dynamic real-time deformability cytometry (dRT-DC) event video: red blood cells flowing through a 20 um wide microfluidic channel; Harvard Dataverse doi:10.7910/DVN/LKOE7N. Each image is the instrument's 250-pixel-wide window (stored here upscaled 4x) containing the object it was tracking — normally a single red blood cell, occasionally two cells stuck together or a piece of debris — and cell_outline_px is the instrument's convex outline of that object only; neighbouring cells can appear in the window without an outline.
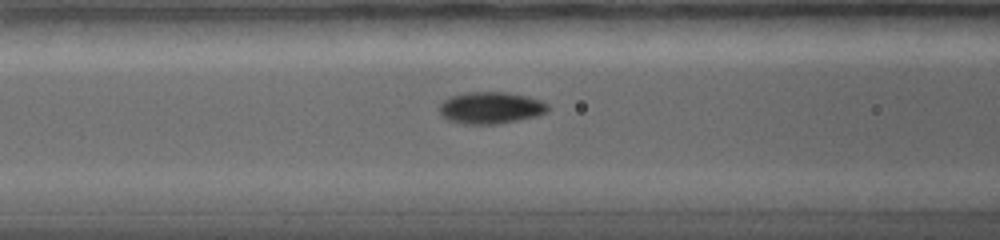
{"species": "common noctule bat (a hibernating species)", "species_latin": "Nyctalus noctula", "temperature_condition": "warm", "stored_images_in_passage": 23, "camera_frame_rate_fps": 5000, "um_per_image_px": 0.085, "animal": {"sex": "female", "body_mass_g": 19.0, "forearm_length_mm": 56.7}, "frame": {"image": 1, "passage_image": 7, "time_ms": 4.8, "image_size_px": [1000, 240], "cell_outline_px": [[548, 112], [536, 116], [500, 124], [464, 124], [448, 120], [440, 112], [440, 104], [444, 100], [452, 96], [464, 92], [504, 92], [524, 96], [540, 100], [548, 104]], "centroid_in_image_um": [41.71, 9.17], "position_along_channel_um": 124.9, "area_um2": 20.0}}
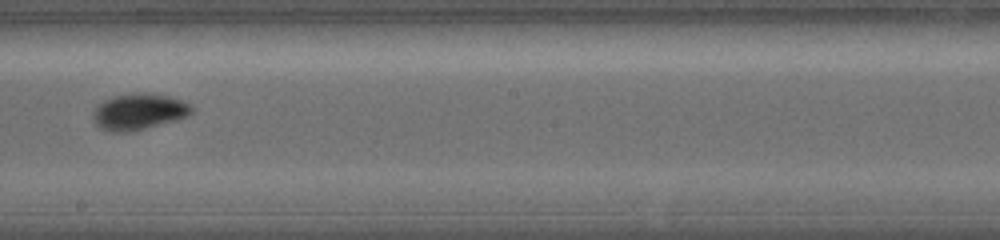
{"frame": {"image": 2, "passage_image": 11, "time_ms": 8.0, "image_size_px": [1000, 240], "cell_outline_px": [[192, 112], [188, 116], [176, 120], [128, 132], [112, 132], [100, 128], [96, 124], [92, 116], [92, 112], [104, 100], [112, 96], [136, 92], [144, 92], [168, 96], [180, 100], [188, 104], [192, 108]], "centroid_in_image_um": [11.77, 9.48], "position_along_channel_um": 236.4, "area_um2": 20.63}}
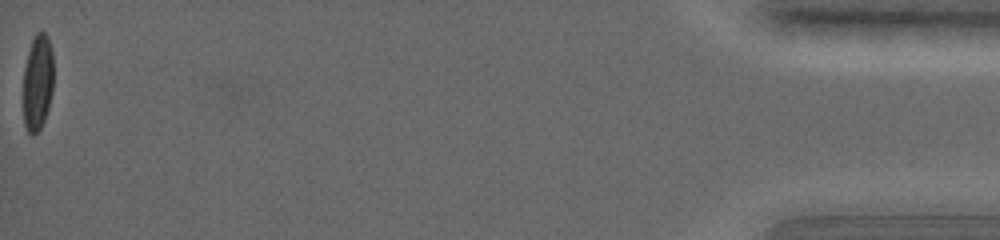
{"frame": {"image": 3, "passage_image": 23, "time_ms": 18.0, "image_size_px": [1000, 240], "cell_outline_px": [[52, 88], [48, 108], [44, 120], [40, 128], [32, 136], [28, 132], [24, 124], [24, 68], [28, 52], [32, 40], [36, 32], [44, 32], [48, 36], [52, 48]], "centroid_in_image_um": [3.2, 6.98], "position_along_channel_um": 432.0, "area_um2": 16.76}, "authors_computed_cell_mechanics": {"area_um2": 18.2648, "velocity_mm_per_s": 3.4909, "shape_relaxation_time_tau1_ms": 3.6261, "shape_relaxation_time_tau2_ms": 0.6611, "deformation_change_tau1": 0.1454, "deformation_change_tau2": 0.0248}}